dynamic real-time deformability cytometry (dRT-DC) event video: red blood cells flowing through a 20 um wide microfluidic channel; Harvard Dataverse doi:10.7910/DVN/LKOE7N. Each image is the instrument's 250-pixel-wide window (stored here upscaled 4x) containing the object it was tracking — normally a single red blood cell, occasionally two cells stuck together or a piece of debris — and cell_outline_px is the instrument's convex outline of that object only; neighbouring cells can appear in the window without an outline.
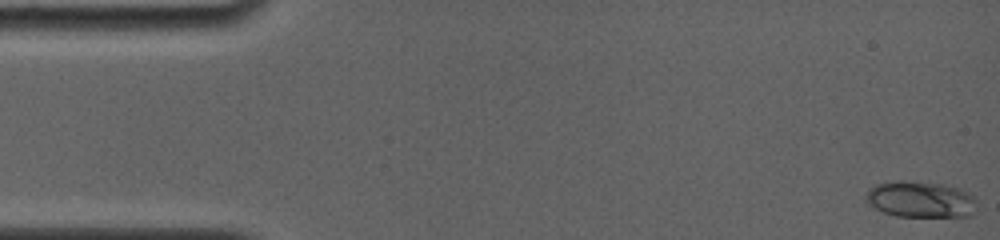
{"species": "common noctule bat (a hibernating species)", "species_latin": "Nyctalus noctula", "temperature_condition": "room temperature", "stored_images_in_passage": 62, "camera_frame_rate_fps": 4000, "um_per_image_px": 0.085, "animal": {"sex": "female", "body_mass_g": 19.0, "forearm_length_mm": 56.7}, "frame": {"image": 1, "passage_image": 1, "time_ms": 0.0, "image_size_px": [1000, 240], "cell_outline_px": [[972, 200], [968, 216], [896, 216], [884, 212], [876, 208], [868, 200], [868, 188], [876, 184], [888, 180], [916, 180], [948, 184], [964, 188], [972, 196]], "centroid_in_image_um": [78.19, 16.89], "position_along_channel_um": 6.8, "area_um2": 23.24}}
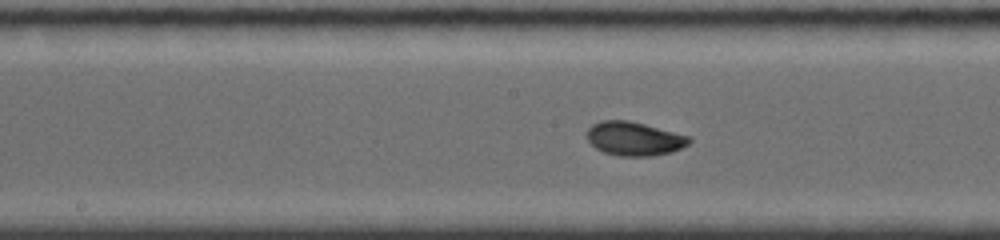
{"frame": {"image": 2, "passage_image": 33, "time_ms": 8.0, "image_size_px": [1000, 240], "cell_outline_px": [[692, 140], [688, 144], [672, 152], [652, 156], [620, 156], [604, 152], [596, 148], [588, 140], [588, 128], [592, 124], [600, 120], [628, 120], [692, 136]], "centroid_in_image_um": [53.93, 11.78], "position_along_channel_um": 194.3, "area_um2": 20.17}}
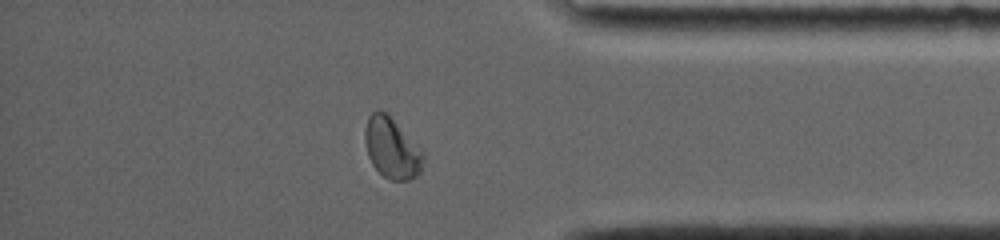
{"frame": {"image": 3, "passage_image": 55, "time_ms": 13.5, "image_size_px": [1000, 240], "cell_outline_px": [[424, 156], [420, 172], [416, 176], [408, 180], [388, 180], [372, 164], [368, 156], [364, 140], [364, 128], [368, 116], [372, 112], [388, 112], [424, 148]], "centroid_in_image_um": [33.34, 12.55], "position_along_channel_um": 401.9, "area_um2": 21.27}, "authors_computed_cell_mechanics": {"area_um2": 19.9121, "velocity_mm_per_s": 3.9041, "shape_relaxation_time_tau1_ms": 4.6167, "shape_relaxation_time_tau2_ms": null, "deformation_change_tau1": 0.1619, "deformation_change_tau2": null}}